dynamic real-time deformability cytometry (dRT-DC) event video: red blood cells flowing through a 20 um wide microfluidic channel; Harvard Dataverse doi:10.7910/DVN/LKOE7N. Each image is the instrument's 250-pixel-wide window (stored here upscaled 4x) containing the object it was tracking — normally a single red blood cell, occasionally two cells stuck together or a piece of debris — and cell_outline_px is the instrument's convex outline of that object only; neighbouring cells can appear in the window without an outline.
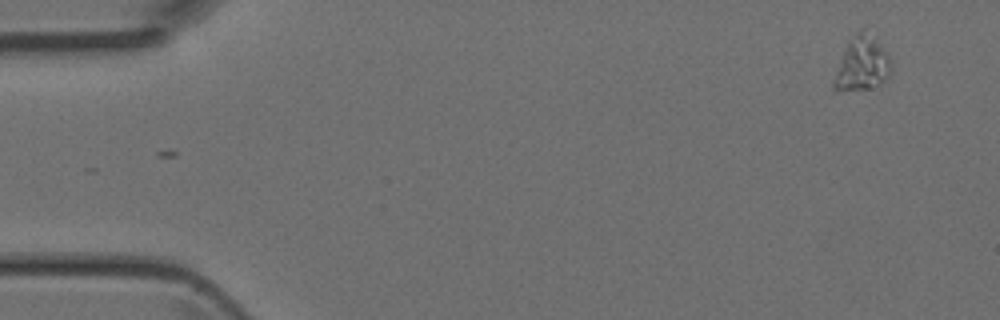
{"species": "Egyptian fruit bat (a non-hibernating species)", "species_latin": "Rousettus aegyptiacus", "temperature_condition": "room temperature", "stored_images_in_passage": 2, "camera_frame_rate_fps": 3000, "um_per_image_px": 0.085, "animal": {"sex": "female"}, "frame": {"image": 1, "passage_image": 2, "time_ms": 0.333, "image_size_px": [1000, 320], "cell_outline_px": [[892, 68], [888, 80], [880, 84], [868, 88], [840, 92], [832, 92], [832, 80], [848, 40], [860, 32], [872, 40], [888, 52]], "centroid_in_image_um": [73.23, 5.57], "position_along_channel_um": 11.8, "area_um2": 17.63}}